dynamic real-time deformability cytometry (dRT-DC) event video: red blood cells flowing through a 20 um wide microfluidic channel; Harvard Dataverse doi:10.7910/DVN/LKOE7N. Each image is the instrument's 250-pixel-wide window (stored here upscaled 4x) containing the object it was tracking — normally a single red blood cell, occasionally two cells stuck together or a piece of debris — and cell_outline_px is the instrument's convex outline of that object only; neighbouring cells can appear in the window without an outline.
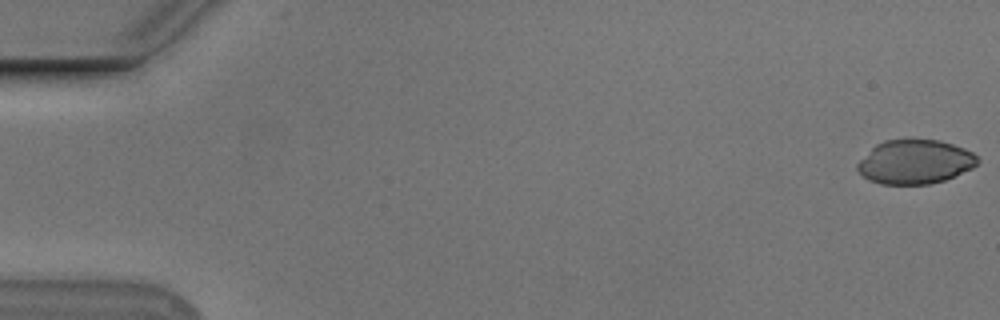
{"species": "Egyptian fruit bat (a non-hibernating species)", "species_latin": "Rousettus aegyptiacus", "temperature_condition": "cold", "stored_images_in_passage": 55, "camera_frame_rate_fps": 3000, "um_per_image_px": 0.085, "animal": {"sex": "male"}, "frame": {"image": 1, "passage_image": 1, "time_ms": 0.0, "image_size_px": [1000, 320], "cell_outline_px": [[980, 160], [972, 168], [944, 180], [928, 184], [880, 184], [868, 180], [856, 168], [856, 164], [876, 144], [884, 140], [908, 136], [940, 140], [964, 148], [972, 152]], "centroid_in_image_um": [77.75, 13.71], "position_along_channel_um": 7.2, "area_um2": 31.44}}
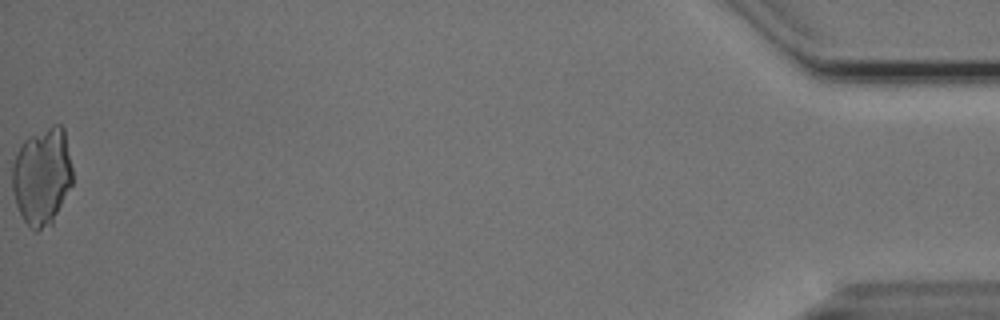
{"frame": {"image": 2, "passage_image": 55, "time_ms": 18.0, "image_size_px": [1000, 320], "cell_outline_px": [[72, 184], [52, 224], [36, 232], [24, 220], [16, 204], [12, 192], [12, 164], [24, 140], [52, 124], [60, 124], [64, 128], [72, 168]], "centroid_in_image_um": [3.58, 14.99], "position_along_channel_um": 431.6, "area_um2": 34.16}}